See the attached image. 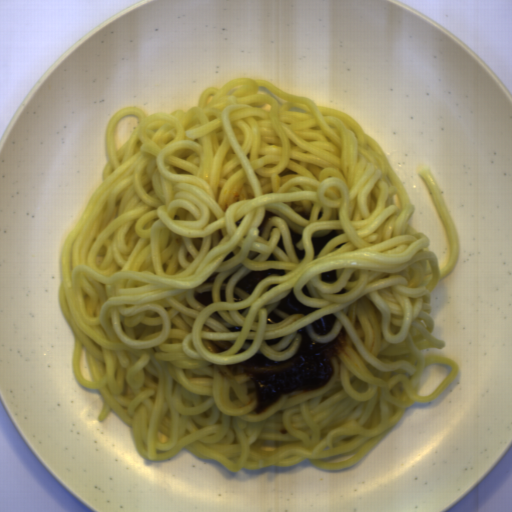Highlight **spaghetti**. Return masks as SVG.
Instances as JSON below:
<instances>
[{
  "label": "spaghetti",
  "instance_id": "1",
  "mask_svg": "<svg viewBox=\"0 0 512 512\" xmlns=\"http://www.w3.org/2000/svg\"><path fill=\"white\" fill-rule=\"evenodd\" d=\"M127 115L137 125L115 147ZM105 157L103 181L61 247L58 299L75 338V380L98 390V421L112 411L142 459L188 450L233 474L304 460L339 472L372 452L406 408L455 381L454 359L421 354L446 347L432 334V295L461 254L429 165L418 174L446 230L443 268L411 225L415 205L378 141L346 112L262 78L207 87L187 111L119 110ZM289 227L303 234L302 259ZM331 230L339 235L315 256L311 237ZM269 268L286 275L265 277L252 294L236 287ZM331 270L328 284L321 273ZM293 289L319 311L276 309ZM208 290L206 307L194 293ZM272 310L283 320L269 319ZM332 313L331 331L316 334L312 322ZM305 326L318 343L344 329L351 359L331 356L325 386L292 390L256 413L252 377L227 365L256 353L284 362ZM442 365L441 384L418 395Z\"/></svg>",
  "mask_w": 512,
  "mask_h": 512
}]
</instances>
